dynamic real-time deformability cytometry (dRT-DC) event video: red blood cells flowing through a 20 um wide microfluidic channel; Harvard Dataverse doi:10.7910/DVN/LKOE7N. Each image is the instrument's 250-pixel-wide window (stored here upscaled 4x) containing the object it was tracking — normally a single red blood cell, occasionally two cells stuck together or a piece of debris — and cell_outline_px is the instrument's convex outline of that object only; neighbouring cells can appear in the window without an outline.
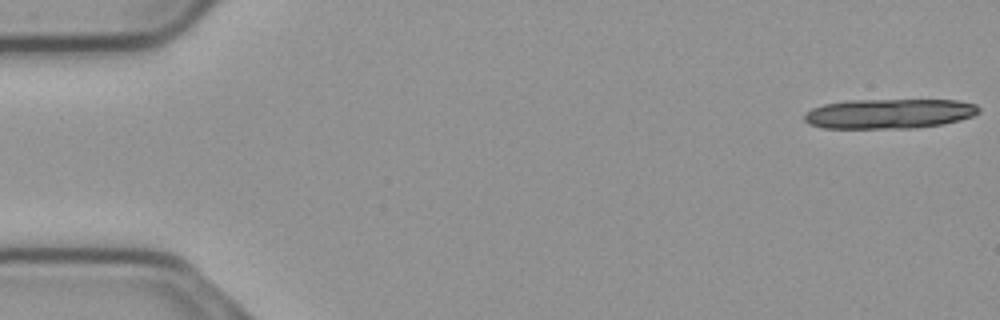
{"species": "common noctule bat (a hibernating species)", "species_latin": "Nyctalus noctula", "temperature_condition": "cold", "stored_images_in_passage": 19, "camera_frame_rate_fps": 3000, "um_per_image_px": 0.085, "animal": {"sex": "male", "body_mass_g": 23.1, "forearm_length_mm": 52.7}, "frame": {"image": 1, "passage_image": 1, "time_ms": 0.0, "image_size_px": [1000, 320], "cell_outline_px": [[980, 112], [972, 116], [960, 120], [944, 124], [916, 128], [824, 128], [808, 124], [804, 120], [804, 112], [812, 108], [824, 104], [848, 100], [960, 100], [976, 104], [980, 108]], "centroid_in_image_um": [75.59, 9.66], "position_along_channel_um": 9.4, "area_um2": 30.58}}